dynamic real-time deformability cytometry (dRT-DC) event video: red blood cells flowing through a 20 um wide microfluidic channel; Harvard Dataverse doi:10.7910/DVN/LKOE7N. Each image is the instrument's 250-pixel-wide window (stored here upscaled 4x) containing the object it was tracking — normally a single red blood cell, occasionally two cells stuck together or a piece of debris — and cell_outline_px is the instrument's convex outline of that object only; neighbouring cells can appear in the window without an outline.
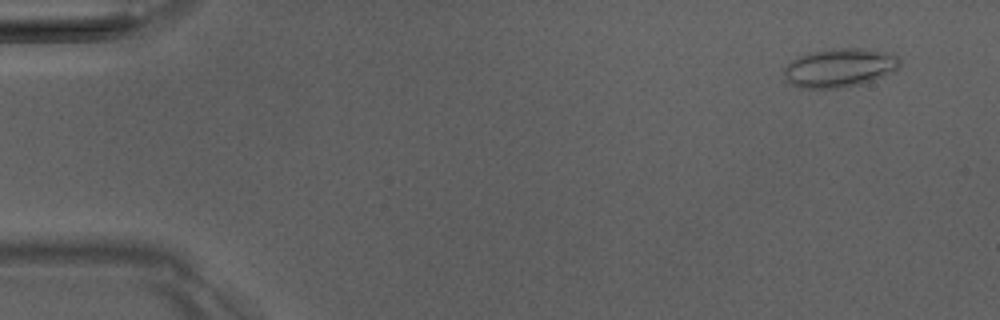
{"species": "Egyptian fruit bat (a non-hibernating species)", "species_latin": "Rousettus aegyptiacus", "temperature_condition": "room temperature", "stored_images_in_passage": 5, "camera_frame_rate_fps": 3000, "um_per_image_px": 0.085, "animal": {"sex": "male"}, "frame": {"image": 1, "passage_image": 1, "time_ms": 0.0, "image_size_px": [1000, 320], "cell_outline_px": [[900, 64], [896, 72], [860, 84], [840, 88], [800, 88], [792, 84], [784, 76], [784, 68], [796, 56], [812, 52], [840, 48], [860, 48], [892, 52], [900, 60]], "centroid_in_image_um": [71.4, 5.76], "position_along_channel_um": 13.6, "area_um2": 26.24}}